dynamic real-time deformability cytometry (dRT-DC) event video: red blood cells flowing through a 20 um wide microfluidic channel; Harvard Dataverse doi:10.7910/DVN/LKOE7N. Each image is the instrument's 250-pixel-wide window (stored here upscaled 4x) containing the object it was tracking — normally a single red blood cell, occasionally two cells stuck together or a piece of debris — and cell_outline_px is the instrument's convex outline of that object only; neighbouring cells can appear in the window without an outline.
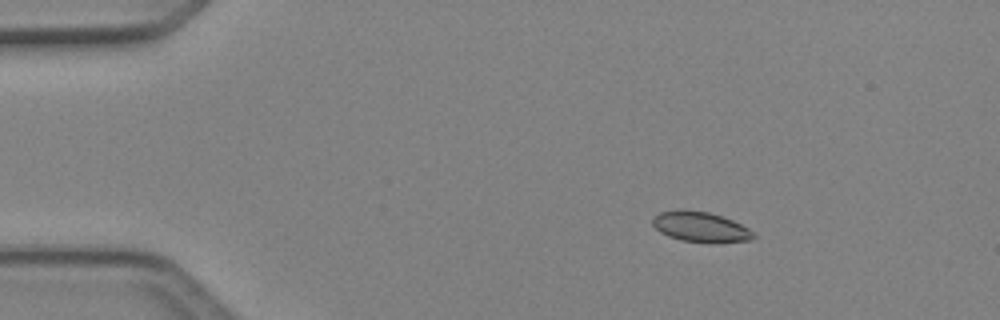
{"species": "Egyptian fruit bat (a non-hibernating species)", "species_latin": "Rousettus aegyptiacus", "temperature_condition": "cold", "stored_images_in_passage": 43, "camera_frame_rate_fps": 3000, "um_per_image_px": 0.085, "animal": {"sex": "female"}, "frame": {"image": 1, "passage_image": 1, "time_ms": 0.0, "image_size_px": [1000, 320], "cell_outline_px": [[756, 236], [752, 240], [680, 240], [668, 236], [660, 232], [652, 224], [652, 220], [660, 212], [680, 208], [708, 212], [732, 220], [748, 228]], "centroid_in_image_um": [59.47, 19.23], "position_along_channel_um": 25.5, "area_um2": 16.99}}
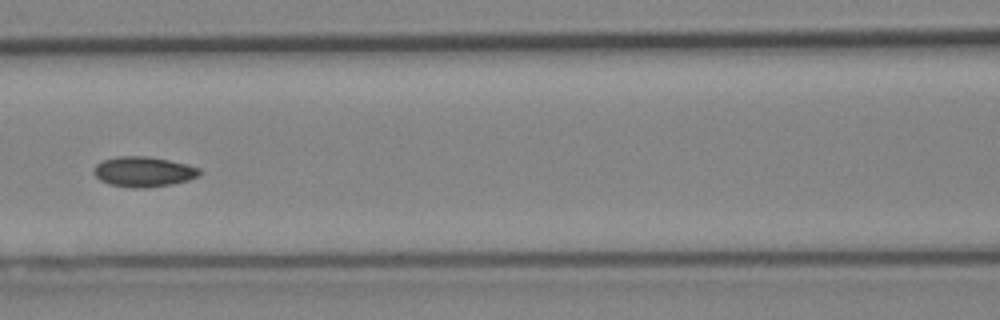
{"frame": {"image": 2, "passage_image": 16, "time_ms": 5.0, "image_size_px": [1000, 320], "cell_outline_px": [[200, 172], [196, 176], [188, 180], [172, 184], [148, 188], [132, 188], [108, 184], [100, 180], [92, 172], [96, 164], [104, 160], [116, 156], [148, 156], [168, 160], [200, 168]], "centroid_in_image_um": [12.15, 14.6], "position_along_channel_um": 154.5, "area_um2": 18.55}}
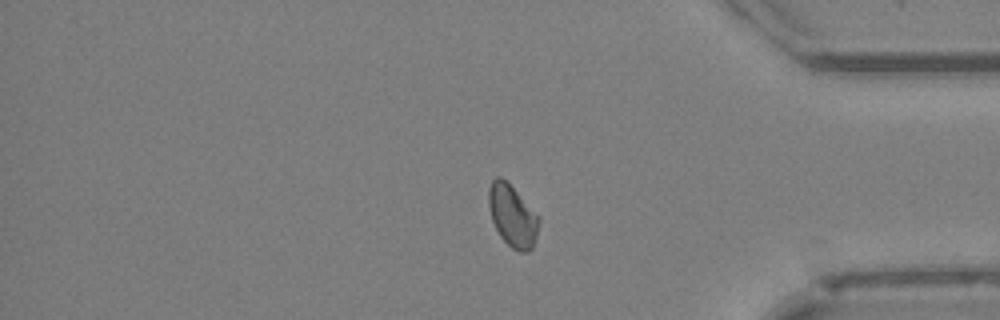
{"frame": {"image": 3, "passage_image": 35, "time_ms": 11.333, "image_size_px": [1000, 320], "cell_outline_px": [[540, 220], [536, 236], [532, 248], [528, 252], [520, 252], [512, 248], [500, 236], [492, 220], [488, 204], [488, 188], [492, 180], [496, 176], [500, 176], [508, 180], [540, 216]], "centroid_in_image_um": [43.56, 18.29], "position_along_channel_um": 391.6, "area_um2": 18.5}, "authors_computed_cell_mechanics": {"area_um2": 17.918, "velocity_mm_per_s": 4.0571, "shape_relaxation_time_tau1_ms": null, "shape_relaxation_time_tau2_ms": 8.5911, "deformation_change_tau1": null, "deformation_change_tau2": 0.094}}